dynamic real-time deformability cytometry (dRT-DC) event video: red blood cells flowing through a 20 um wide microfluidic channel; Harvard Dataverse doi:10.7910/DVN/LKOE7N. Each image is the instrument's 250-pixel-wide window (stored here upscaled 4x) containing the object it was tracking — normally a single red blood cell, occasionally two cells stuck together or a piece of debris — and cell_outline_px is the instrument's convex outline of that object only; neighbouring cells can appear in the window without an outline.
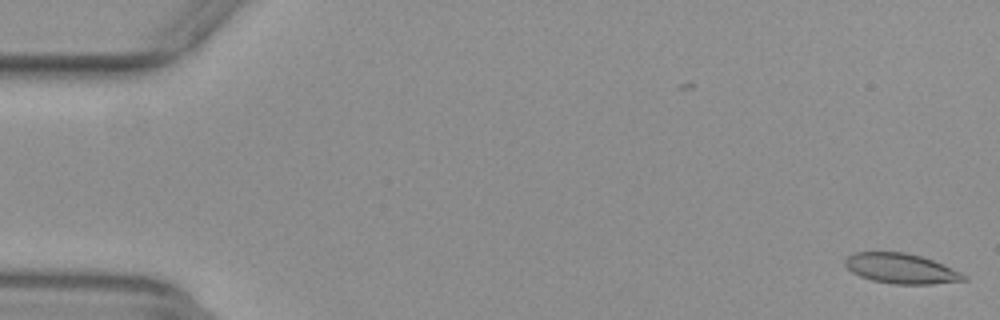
{"species": "common noctule bat (a hibernating species)", "species_latin": "Nyctalus noctula", "temperature_condition": "warm", "stored_images_in_passage": 2, "camera_frame_rate_fps": 3000, "um_per_image_px": 0.085, "animal": {"sex": "female", "body_mass_g": 29.2, "forearm_length_mm": 56.3}, "frame": {"image": 1, "passage_image": 2, "time_ms": 0.333, "image_size_px": [1000, 320], "cell_outline_px": [[968, 280], [932, 284], [892, 284], [872, 280], [860, 276], [852, 272], [844, 264], [844, 260], [848, 256], [856, 252], [908, 252], [944, 264], [968, 276]], "centroid_in_image_um": [76.61, 22.83], "position_along_channel_um": 8.4, "area_um2": 20.87}}